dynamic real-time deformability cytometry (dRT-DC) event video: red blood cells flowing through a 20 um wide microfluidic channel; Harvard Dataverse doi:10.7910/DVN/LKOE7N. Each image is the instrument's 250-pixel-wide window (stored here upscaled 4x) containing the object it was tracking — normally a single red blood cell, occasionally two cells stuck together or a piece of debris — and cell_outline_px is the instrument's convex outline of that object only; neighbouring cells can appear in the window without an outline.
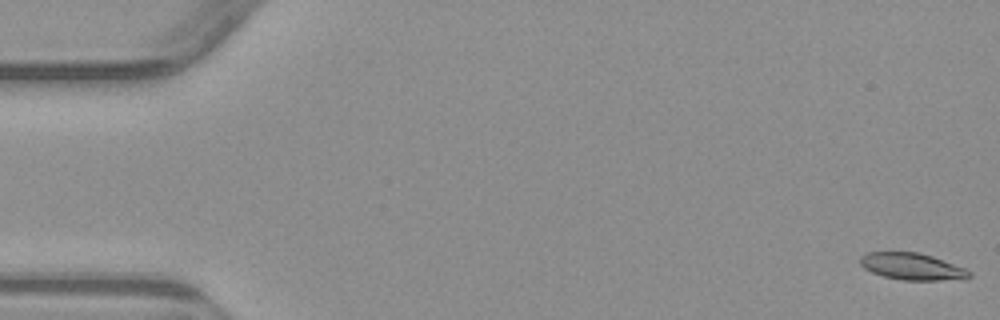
{"species": "common noctule bat (a hibernating species)", "species_latin": "Nyctalus noctula", "temperature_condition": "warm", "stored_images_in_passage": 6, "segment_of_instrument_passage": [2, 2], "camera_frame_rate_fps": 3000, "um_per_image_px": 0.085, "animal": {"sex": "male", "body_mass_g": 23.1, "forearm_length_mm": 52.7}, "frame": {"image": 1, "passage_image": 6, "time_ms": 6.0, "image_size_px": [1000, 320], "cell_outline_px": [[972, 276], [964, 280], [904, 280], [884, 276], [872, 272], [864, 268], [860, 264], [860, 256], [868, 252], [920, 252], [932, 256], [964, 268], [972, 272]], "centroid_in_image_um": [77.56, 22.66], "position_along_channel_um": 7.4, "area_um2": 17.11}}